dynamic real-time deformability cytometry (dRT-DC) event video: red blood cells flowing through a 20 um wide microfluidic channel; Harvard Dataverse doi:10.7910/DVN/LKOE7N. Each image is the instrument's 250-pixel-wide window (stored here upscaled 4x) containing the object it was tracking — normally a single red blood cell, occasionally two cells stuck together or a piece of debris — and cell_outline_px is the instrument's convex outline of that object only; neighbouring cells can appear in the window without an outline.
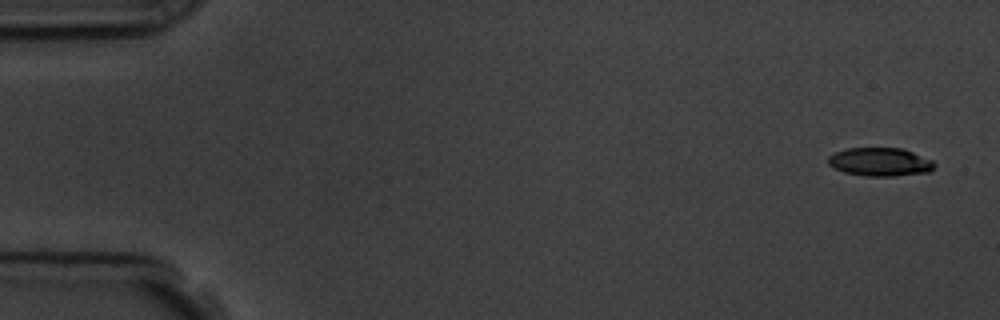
{"species": "common noctule bat (a hibernating species)", "species_latin": "Nyctalus noctula", "temperature_condition": "room temperature", "stored_images_in_passage": 4, "camera_frame_rate_fps": 3000, "um_per_image_px": 0.085, "animal": {"sex": "male", "body_mass_g": 19.5, "forearm_length_mm": 54.6}, "frame": {"image": 1, "passage_image": 1, "time_ms": 0.0, "image_size_px": [1000, 320], "cell_outline_px": [[936, 164], [928, 172], [892, 176], [864, 176], [844, 172], [828, 164], [828, 156], [836, 152], [848, 148], [900, 148], [912, 152], [932, 160]], "centroid_in_image_um": [74.79, 13.76], "position_along_channel_um": 10.2, "area_um2": 17.4}}